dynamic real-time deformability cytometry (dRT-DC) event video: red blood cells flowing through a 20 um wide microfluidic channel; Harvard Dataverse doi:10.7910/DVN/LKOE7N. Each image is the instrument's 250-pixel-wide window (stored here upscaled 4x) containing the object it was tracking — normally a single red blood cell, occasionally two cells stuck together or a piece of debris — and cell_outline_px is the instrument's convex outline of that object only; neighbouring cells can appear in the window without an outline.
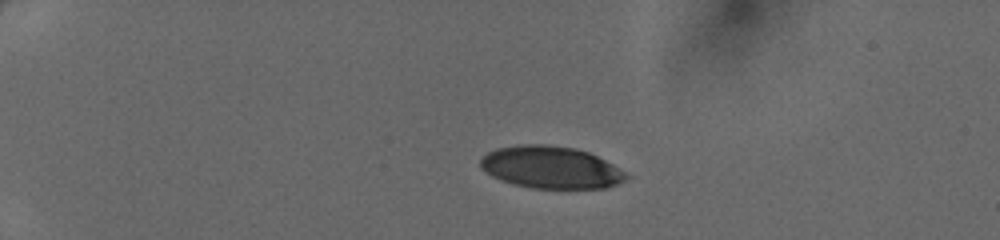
{"species": "human", "species_latin": "Homo sapiens", "temperature_condition": "cold", "stored_images_in_passage": 38, "camera_frame_rate_fps": 3000, "um_per_image_px": 0.085, "donor": {"sex": "female"}, "frame": {"image": 1, "passage_image": 1, "time_ms": 0.0, "image_size_px": [1000, 240], "cell_outline_px": [[628, 176], [624, 180], [616, 184], [604, 188], [532, 188], [512, 184], [500, 180], [492, 176], [480, 168], [480, 160], [488, 152], [496, 148], [516, 144], [548, 144], [576, 148], [588, 152], [612, 164], [624, 172]], "centroid_in_image_um": [46.77, 14.21], "position_along_channel_um": 38.2, "area_um2": 35.84}}
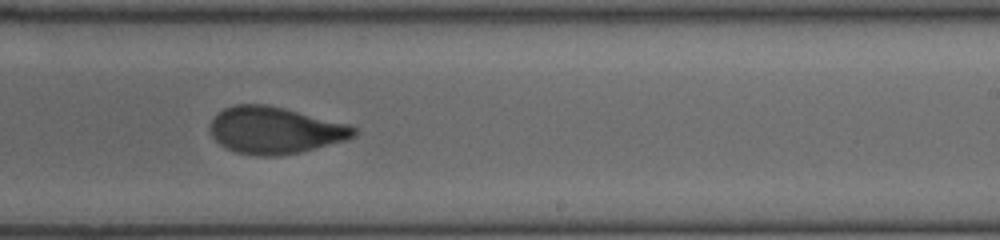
{"frame": {"image": 2, "passage_image": 22, "time_ms": 7.0, "image_size_px": [1000, 240], "cell_outline_px": [[356, 136], [348, 140], [300, 152], [276, 156], [256, 156], [236, 152], [224, 148], [212, 136], [212, 120], [224, 108], [236, 104], [268, 104], [348, 124], [356, 128]], "centroid_in_image_um": [23.4, 11.08], "position_along_channel_um": 265.6, "area_um2": 39.13}}
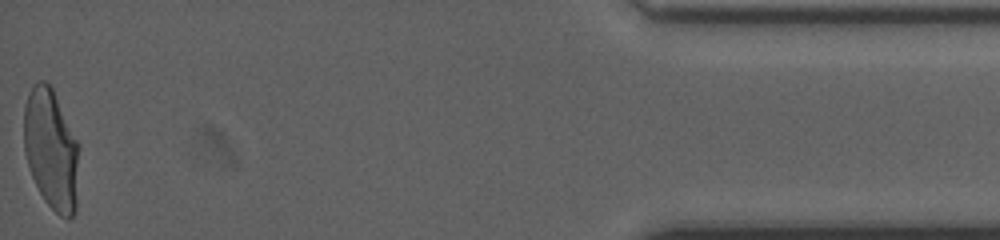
{"frame": {"image": 3, "passage_image": 38, "time_ms": 12.333, "image_size_px": [1000, 240], "cell_outline_px": [[80, 148], [76, 212], [68, 220], [60, 216], [44, 200], [32, 176], [24, 152], [24, 104], [28, 92], [32, 84], [36, 80], [44, 80], [52, 88], [80, 144]], "centroid_in_image_um": [4.37, 12.69], "position_along_channel_um": 430.8, "area_um2": 39.42}}